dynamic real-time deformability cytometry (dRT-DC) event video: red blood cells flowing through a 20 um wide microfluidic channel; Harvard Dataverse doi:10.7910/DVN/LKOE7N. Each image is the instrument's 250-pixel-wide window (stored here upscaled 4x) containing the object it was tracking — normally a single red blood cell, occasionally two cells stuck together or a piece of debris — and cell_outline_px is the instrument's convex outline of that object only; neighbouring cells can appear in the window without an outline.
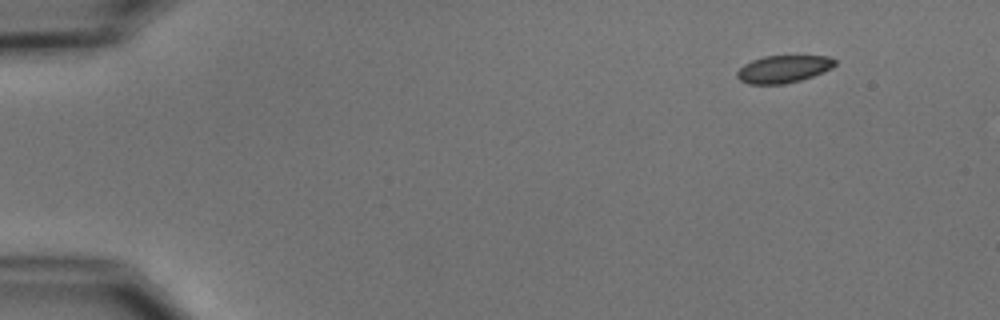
{"species": "common noctule bat (a hibernating species)", "species_latin": "Nyctalus noctula", "temperature_condition": "cold", "stored_images_in_passage": 4, "camera_frame_rate_fps": 3000, "um_per_image_px": 0.085, "animal": {"sex": "male", "body_mass_g": 15.6}, "frame": {"image": 1, "passage_image": 1, "time_ms": 0.0, "image_size_px": [1000, 320], "cell_outline_px": [[836, 64], [832, 68], [812, 76], [800, 80], [784, 84], [748, 84], [740, 80], [736, 76], [736, 72], [744, 64], [752, 60], [764, 56], [828, 56], [836, 60]], "centroid_in_image_um": [66.57, 5.87], "position_along_channel_um": 18.4, "area_um2": 15.61}}
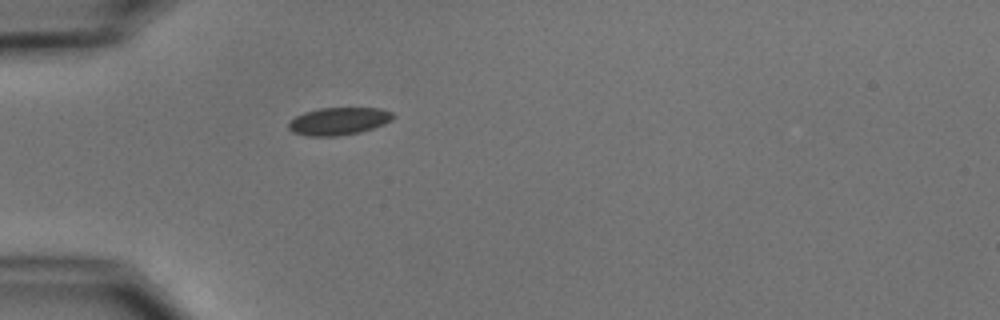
{"frame": {"image": 2, "passage_image": 4, "time_ms": 3.667, "image_size_px": [1000, 320], "cell_outline_px": [[396, 116], [392, 120], [384, 124], [360, 132], [336, 136], [308, 136], [292, 132], [288, 128], [288, 124], [296, 116], [304, 112], [320, 108], [380, 108], [392, 112]], "centroid_in_image_um": [28.8, 10.3], "position_along_channel_um": 56.2, "area_um2": 16.76}}